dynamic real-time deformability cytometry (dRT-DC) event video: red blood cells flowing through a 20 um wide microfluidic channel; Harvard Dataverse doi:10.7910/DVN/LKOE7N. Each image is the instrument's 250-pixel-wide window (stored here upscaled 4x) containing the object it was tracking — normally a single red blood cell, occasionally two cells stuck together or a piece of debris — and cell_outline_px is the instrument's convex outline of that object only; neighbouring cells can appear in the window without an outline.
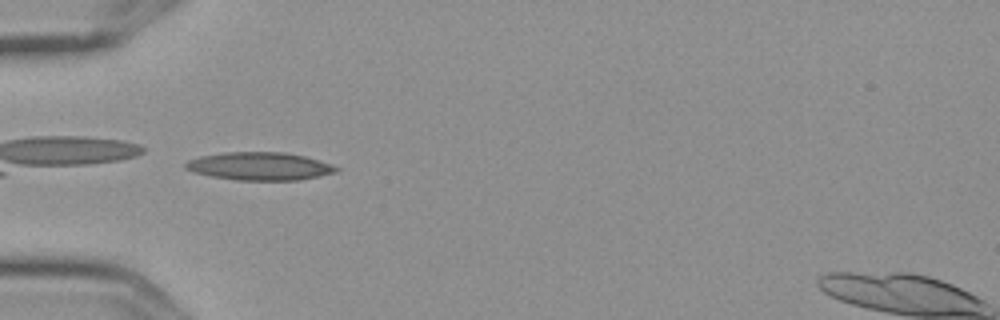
{"species": "Egyptian fruit bat (a non-hibernating species)", "species_latin": "Rousettus aegyptiacus", "temperature_condition": "cold", "stored_images_in_passage": 10, "camera_frame_rate_fps": 3000, "um_per_image_px": 0.085, "frame": {"image": 1, "passage_image": 5, "time_ms": 1.333, "image_size_px": [1000, 320], "cell_outline_px": [[340, 168], [336, 172], [320, 176], [296, 180], [236, 180], [212, 176], [192, 172], [184, 168], [184, 164], [188, 160], [200, 156], [224, 152], [284, 152], [304, 156]], "centroid_in_image_um": [22.01, 14.13], "position_along_channel_um": 63.0, "area_um2": 24.39}}
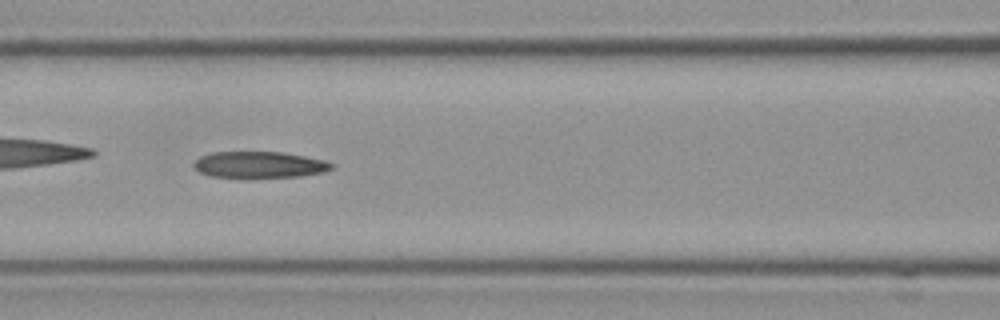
{"frame": {"image": 2, "passage_image": 7, "time_ms": 2.0, "image_size_px": [1000, 320], "cell_outline_px": [[336, 164], [332, 168], [324, 172], [300, 176], [208, 176], [200, 172], [192, 164], [200, 156], [212, 152], [284, 152], [324, 160]], "centroid_in_image_um": [22.07, 13.98], "position_along_channel_um": 144.5, "area_um2": 20.75}}
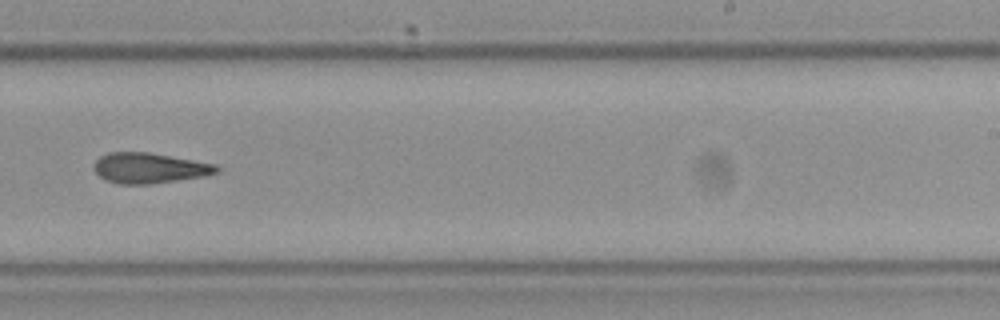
{"frame": {"image": 3, "passage_image": 10, "time_ms": 3.0, "image_size_px": [1000, 320], "cell_outline_px": [[220, 172], [208, 176], [152, 184], [120, 184], [108, 180], [100, 176], [92, 168], [96, 160], [100, 156], [108, 152], [148, 152], [216, 164], [220, 168]], "centroid_in_image_um": [12.74, 14.29], "position_along_channel_um": 276.3, "area_um2": 21.91}}